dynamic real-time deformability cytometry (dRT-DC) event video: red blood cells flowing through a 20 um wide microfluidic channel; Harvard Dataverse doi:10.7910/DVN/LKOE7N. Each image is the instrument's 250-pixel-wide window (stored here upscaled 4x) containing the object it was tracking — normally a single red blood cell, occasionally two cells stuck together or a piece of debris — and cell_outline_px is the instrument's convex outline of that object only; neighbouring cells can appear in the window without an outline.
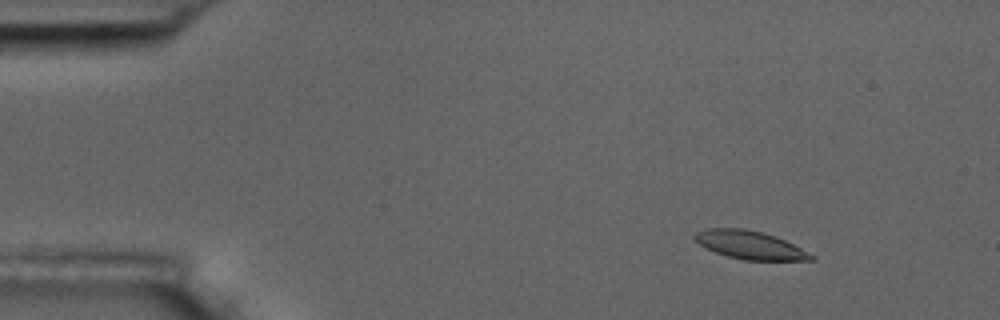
{"species": "common noctule bat (a hibernating species)", "species_latin": "Nyctalus noctula", "temperature_condition": "room temperature", "stored_images_in_passage": 5, "camera_frame_rate_fps": 3000, "um_per_image_px": 0.085, "animal": {"sex": "male", "body_mass_g": 17.5, "forearm_length_mm": 52.3}, "frame": {"image": 1, "passage_image": 2, "time_ms": 1.0, "image_size_px": [1000, 320], "cell_outline_px": [[816, 260], [744, 260], [728, 256], [716, 252], [700, 244], [692, 236], [696, 232], [708, 228], [744, 228], [776, 236], [816, 256]], "centroid_in_image_um": [63.76, 20.82], "position_along_channel_um": 21.2, "area_um2": 18.9}}
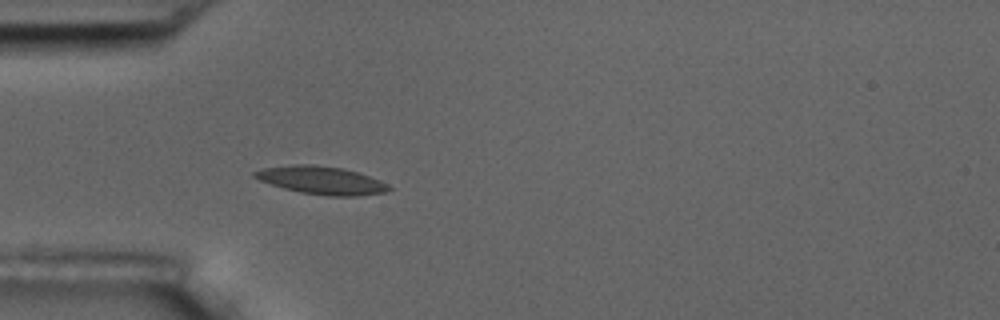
{"frame": {"image": 2, "passage_image": 5, "time_ms": 4.333, "image_size_px": [1000, 320], "cell_outline_px": [[392, 188], [384, 192], [356, 196], [328, 196], [300, 192], [284, 188], [260, 180], [252, 176], [252, 172], [264, 168], [292, 164], [312, 164], [340, 168], [356, 172], [380, 180], [388, 184]], "centroid_in_image_um": [27.3, 15.32], "position_along_channel_um": 57.7, "area_um2": 21.62}}